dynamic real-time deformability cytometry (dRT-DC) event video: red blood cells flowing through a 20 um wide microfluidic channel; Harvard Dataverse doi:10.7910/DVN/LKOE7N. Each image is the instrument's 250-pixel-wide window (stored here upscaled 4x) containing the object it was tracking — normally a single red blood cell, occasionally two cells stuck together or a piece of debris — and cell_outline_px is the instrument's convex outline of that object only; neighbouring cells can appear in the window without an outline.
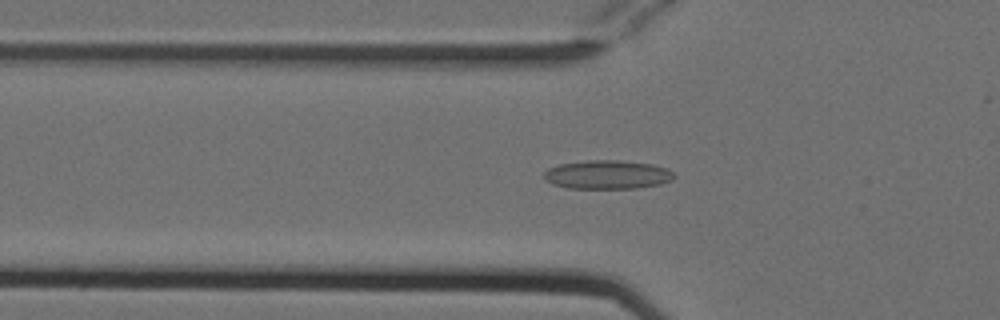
{"species": "Egyptian fruit bat (a non-hibernating species)", "species_latin": "Rousettus aegyptiacus", "temperature_condition": "cold", "stored_images_in_passage": 52, "camera_frame_rate_fps": 3000, "um_per_image_px": 0.085, "animal": {"sex": "female"}, "frame": {"image": 1, "passage_image": 17, "time_ms": 5.333, "image_size_px": [1000, 320], "cell_outline_px": [[676, 176], [672, 180], [660, 184], [636, 188], [568, 188], [552, 184], [544, 180], [544, 172], [548, 168], [560, 164], [588, 160], [616, 160], [652, 164], [668, 168]], "centroid_in_image_um": [51.62, 14.84], "position_along_channel_um": 74.2, "area_um2": 21.85}}
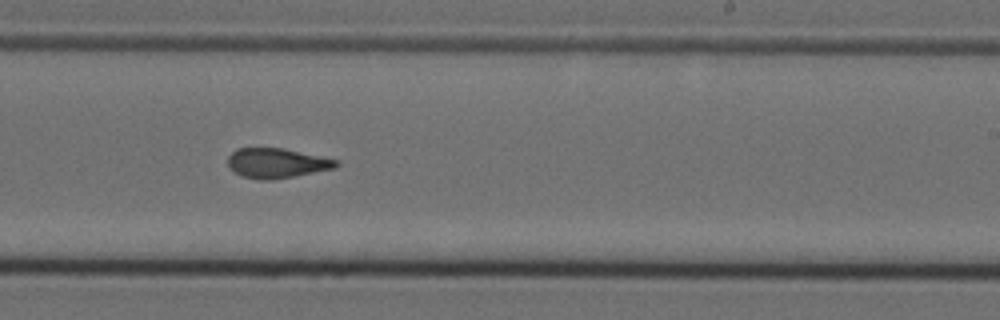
{"frame": {"image": 2, "passage_image": 32, "time_ms": 10.333, "image_size_px": [1000, 320], "cell_outline_px": [[340, 164], [336, 168], [272, 180], [260, 180], [240, 176], [228, 168], [228, 156], [236, 148], [284, 148], [340, 160]], "centroid_in_image_um": [23.52, 13.86], "position_along_channel_um": 265.5, "area_um2": 19.07}}
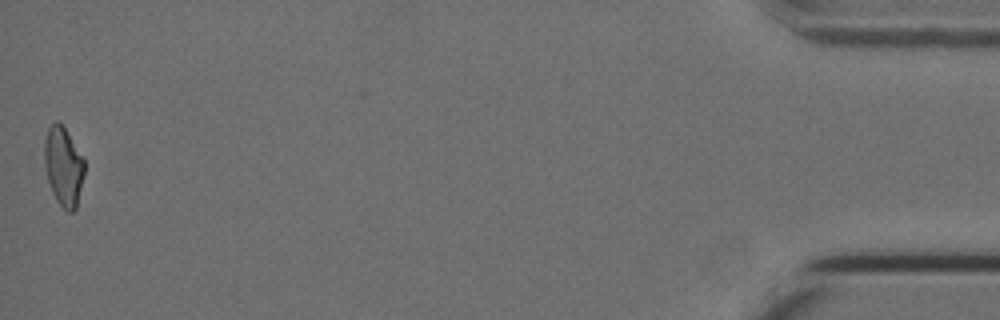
{"frame": {"image": 3, "passage_image": 52, "time_ms": 17.0, "image_size_px": [1000, 320], "cell_outline_px": [[84, 176], [76, 208], [72, 212], [68, 212], [56, 200], [52, 192], [48, 180], [44, 164], [44, 140], [48, 128], [56, 120], [64, 128], [84, 156]], "centroid_in_image_um": [5.4, 14.14], "position_along_channel_um": 429.8, "area_um2": 18.44}, "authors_computed_cell_mechanics": {"area_um2": 19.3341, "velocity_mm_per_s": 3.8091, "shape_relaxation_time_tau1_ms": null, "shape_relaxation_time_tau2_ms": 2.2726, "deformation_change_tau1": null, "deformation_change_tau2": 0.1007}}